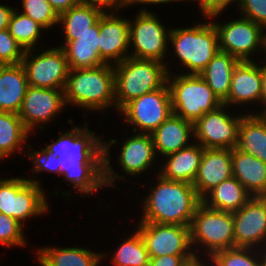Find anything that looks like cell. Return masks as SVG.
Returning a JSON list of instances; mask_svg holds the SVG:
<instances>
[{"instance_id":"obj_1","label":"cell","mask_w":266,"mask_h":266,"mask_svg":"<svg viewBox=\"0 0 266 266\" xmlns=\"http://www.w3.org/2000/svg\"><path fill=\"white\" fill-rule=\"evenodd\" d=\"M152 178L145 180L149 191L140 199L142 216L138 222L190 227L197 206L202 202L193 184L168 180L158 173Z\"/></svg>"},{"instance_id":"obj_2","label":"cell","mask_w":266,"mask_h":266,"mask_svg":"<svg viewBox=\"0 0 266 266\" xmlns=\"http://www.w3.org/2000/svg\"><path fill=\"white\" fill-rule=\"evenodd\" d=\"M66 106L88 112L116 111L115 76L111 64L94 68L70 69L64 87ZM88 113V114H87Z\"/></svg>"},{"instance_id":"obj_3","label":"cell","mask_w":266,"mask_h":266,"mask_svg":"<svg viewBox=\"0 0 266 266\" xmlns=\"http://www.w3.org/2000/svg\"><path fill=\"white\" fill-rule=\"evenodd\" d=\"M192 26L171 28L169 33V59L175 57L176 70L181 74H199L220 51L218 32L209 17ZM209 19V20H208ZM171 45V46H170ZM171 47V48H170ZM170 52H172L170 55ZM178 59V60H177ZM180 61V62H179ZM179 64V65H178Z\"/></svg>"},{"instance_id":"obj_4","label":"cell","mask_w":266,"mask_h":266,"mask_svg":"<svg viewBox=\"0 0 266 266\" xmlns=\"http://www.w3.org/2000/svg\"><path fill=\"white\" fill-rule=\"evenodd\" d=\"M123 142H117L118 139L111 138L107 141L104 139V184L105 187H112L118 188L116 181H126L133 183L132 179L130 180L129 177H135V179H139V176L148 173L149 170L157 168H153L156 165V161L159 163V159L156 155L153 138L151 134H144V133H134L132 132L131 135L124 139L122 138ZM120 145L119 154L117 156V164L121 167V172L125 174L117 173L116 169L112 167L111 164L112 160V153L111 149L112 146L114 148ZM127 176L129 179H127ZM126 177V178H125Z\"/></svg>"},{"instance_id":"obj_5","label":"cell","mask_w":266,"mask_h":266,"mask_svg":"<svg viewBox=\"0 0 266 266\" xmlns=\"http://www.w3.org/2000/svg\"><path fill=\"white\" fill-rule=\"evenodd\" d=\"M116 113L128 102L153 92L167 83L166 64L153 59L128 57L113 65Z\"/></svg>"},{"instance_id":"obj_6","label":"cell","mask_w":266,"mask_h":266,"mask_svg":"<svg viewBox=\"0 0 266 266\" xmlns=\"http://www.w3.org/2000/svg\"><path fill=\"white\" fill-rule=\"evenodd\" d=\"M190 235L196 258L209 259L219 251L234 248L233 213L209 208L201 202L193 216Z\"/></svg>"},{"instance_id":"obj_7","label":"cell","mask_w":266,"mask_h":266,"mask_svg":"<svg viewBox=\"0 0 266 266\" xmlns=\"http://www.w3.org/2000/svg\"><path fill=\"white\" fill-rule=\"evenodd\" d=\"M72 118L67 119L72 128L64 130L66 132L60 129L56 140L51 138L52 142L45 146L47 151L59 157L61 174H64V167L71 165H104V134L100 136L90 130L86 120L82 126L74 125Z\"/></svg>"},{"instance_id":"obj_8","label":"cell","mask_w":266,"mask_h":266,"mask_svg":"<svg viewBox=\"0 0 266 266\" xmlns=\"http://www.w3.org/2000/svg\"><path fill=\"white\" fill-rule=\"evenodd\" d=\"M172 112L194 123L223 102L199 74L168 73Z\"/></svg>"},{"instance_id":"obj_9","label":"cell","mask_w":266,"mask_h":266,"mask_svg":"<svg viewBox=\"0 0 266 266\" xmlns=\"http://www.w3.org/2000/svg\"><path fill=\"white\" fill-rule=\"evenodd\" d=\"M223 12L209 16L219 37V49L235 56L240 61L264 60L266 56V30L252 20L240 15L221 23L218 19ZM216 19L218 21H216ZM259 54V55H258ZM256 56V59L254 58ZM263 56V58H262ZM262 58V59H261Z\"/></svg>"},{"instance_id":"obj_10","label":"cell","mask_w":266,"mask_h":266,"mask_svg":"<svg viewBox=\"0 0 266 266\" xmlns=\"http://www.w3.org/2000/svg\"><path fill=\"white\" fill-rule=\"evenodd\" d=\"M46 191V188L29 181L25 176H5L0 179V213L26 226L24 223L31 221V218L43 217L50 212Z\"/></svg>"},{"instance_id":"obj_11","label":"cell","mask_w":266,"mask_h":266,"mask_svg":"<svg viewBox=\"0 0 266 266\" xmlns=\"http://www.w3.org/2000/svg\"><path fill=\"white\" fill-rule=\"evenodd\" d=\"M134 16L129 18L130 57L158 60L166 64L168 73L175 71L171 69L175 63L166 59L171 27L168 29L156 12L138 11Z\"/></svg>"},{"instance_id":"obj_12","label":"cell","mask_w":266,"mask_h":266,"mask_svg":"<svg viewBox=\"0 0 266 266\" xmlns=\"http://www.w3.org/2000/svg\"><path fill=\"white\" fill-rule=\"evenodd\" d=\"M134 133H153L173 112L168 83L128 102L119 112ZM129 124V125H128Z\"/></svg>"},{"instance_id":"obj_13","label":"cell","mask_w":266,"mask_h":266,"mask_svg":"<svg viewBox=\"0 0 266 266\" xmlns=\"http://www.w3.org/2000/svg\"><path fill=\"white\" fill-rule=\"evenodd\" d=\"M26 50L22 59L28 85L45 89H64L70 71L64 50L55 46ZM42 50V51H41Z\"/></svg>"},{"instance_id":"obj_14","label":"cell","mask_w":266,"mask_h":266,"mask_svg":"<svg viewBox=\"0 0 266 266\" xmlns=\"http://www.w3.org/2000/svg\"><path fill=\"white\" fill-rule=\"evenodd\" d=\"M235 110L222 104L196 120L193 123L194 141L203 148L232 149L237 147L239 127L245 114L241 112L236 114Z\"/></svg>"},{"instance_id":"obj_15","label":"cell","mask_w":266,"mask_h":266,"mask_svg":"<svg viewBox=\"0 0 266 266\" xmlns=\"http://www.w3.org/2000/svg\"><path fill=\"white\" fill-rule=\"evenodd\" d=\"M64 108L67 109L64 89L28 86L18 115L24 127L33 134L36 128L41 130L40 132L45 131L47 125L56 121V118L65 111Z\"/></svg>"},{"instance_id":"obj_16","label":"cell","mask_w":266,"mask_h":266,"mask_svg":"<svg viewBox=\"0 0 266 266\" xmlns=\"http://www.w3.org/2000/svg\"><path fill=\"white\" fill-rule=\"evenodd\" d=\"M132 226L140 232L149 257L194 255L189 226L153 222H136Z\"/></svg>"},{"instance_id":"obj_17","label":"cell","mask_w":266,"mask_h":266,"mask_svg":"<svg viewBox=\"0 0 266 266\" xmlns=\"http://www.w3.org/2000/svg\"><path fill=\"white\" fill-rule=\"evenodd\" d=\"M261 79H262L261 60L258 62L257 60L240 61L233 70L231 77L230 91L228 97L223 101V104L229 106L231 109L232 108L238 109L239 106V109L236 110L238 112L241 110V107H244L242 108L241 112L245 111L244 113H255V112L261 113V97H262ZM252 106L253 110H250ZM254 106H257L256 108H259L260 110L254 108ZM245 108H248V110L246 111Z\"/></svg>"},{"instance_id":"obj_18","label":"cell","mask_w":266,"mask_h":266,"mask_svg":"<svg viewBox=\"0 0 266 266\" xmlns=\"http://www.w3.org/2000/svg\"><path fill=\"white\" fill-rule=\"evenodd\" d=\"M235 247L260 250L266 246V196L252 197L233 212Z\"/></svg>"},{"instance_id":"obj_19","label":"cell","mask_w":266,"mask_h":266,"mask_svg":"<svg viewBox=\"0 0 266 266\" xmlns=\"http://www.w3.org/2000/svg\"><path fill=\"white\" fill-rule=\"evenodd\" d=\"M103 13L99 19V53L105 64L115 65L130 56L129 17Z\"/></svg>"},{"instance_id":"obj_20","label":"cell","mask_w":266,"mask_h":266,"mask_svg":"<svg viewBox=\"0 0 266 266\" xmlns=\"http://www.w3.org/2000/svg\"><path fill=\"white\" fill-rule=\"evenodd\" d=\"M232 176L231 149L204 148L193 186L202 199Z\"/></svg>"},{"instance_id":"obj_21","label":"cell","mask_w":266,"mask_h":266,"mask_svg":"<svg viewBox=\"0 0 266 266\" xmlns=\"http://www.w3.org/2000/svg\"><path fill=\"white\" fill-rule=\"evenodd\" d=\"M62 36L63 43L61 41V45H57L64 50L70 69L94 68L105 64L99 53V21L84 34Z\"/></svg>"},{"instance_id":"obj_22","label":"cell","mask_w":266,"mask_h":266,"mask_svg":"<svg viewBox=\"0 0 266 266\" xmlns=\"http://www.w3.org/2000/svg\"><path fill=\"white\" fill-rule=\"evenodd\" d=\"M151 135L159 160L195 142L193 123L173 113Z\"/></svg>"},{"instance_id":"obj_23","label":"cell","mask_w":266,"mask_h":266,"mask_svg":"<svg viewBox=\"0 0 266 266\" xmlns=\"http://www.w3.org/2000/svg\"><path fill=\"white\" fill-rule=\"evenodd\" d=\"M36 248L34 260L39 266H100L103 263L102 251L90 247H58L50 244Z\"/></svg>"},{"instance_id":"obj_24","label":"cell","mask_w":266,"mask_h":266,"mask_svg":"<svg viewBox=\"0 0 266 266\" xmlns=\"http://www.w3.org/2000/svg\"><path fill=\"white\" fill-rule=\"evenodd\" d=\"M204 148L196 142L160 159L157 173L163 178L193 184Z\"/></svg>"},{"instance_id":"obj_25","label":"cell","mask_w":266,"mask_h":266,"mask_svg":"<svg viewBox=\"0 0 266 266\" xmlns=\"http://www.w3.org/2000/svg\"><path fill=\"white\" fill-rule=\"evenodd\" d=\"M232 174L252 195L266 196V163L243 152L231 149Z\"/></svg>"},{"instance_id":"obj_26","label":"cell","mask_w":266,"mask_h":266,"mask_svg":"<svg viewBox=\"0 0 266 266\" xmlns=\"http://www.w3.org/2000/svg\"><path fill=\"white\" fill-rule=\"evenodd\" d=\"M28 86L22 63L0 65V112L18 114Z\"/></svg>"},{"instance_id":"obj_27","label":"cell","mask_w":266,"mask_h":266,"mask_svg":"<svg viewBox=\"0 0 266 266\" xmlns=\"http://www.w3.org/2000/svg\"><path fill=\"white\" fill-rule=\"evenodd\" d=\"M237 148L266 163V113H245Z\"/></svg>"},{"instance_id":"obj_28","label":"cell","mask_w":266,"mask_h":266,"mask_svg":"<svg viewBox=\"0 0 266 266\" xmlns=\"http://www.w3.org/2000/svg\"><path fill=\"white\" fill-rule=\"evenodd\" d=\"M30 135L18 114L0 112V161L13 159L17 153L25 155Z\"/></svg>"},{"instance_id":"obj_29","label":"cell","mask_w":266,"mask_h":266,"mask_svg":"<svg viewBox=\"0 0 266 266\" xmlns=\"http://www.w3.org/2000/svg\"><path fill=\"white\" fill-rule=\"evenodd\" d=\"M251 198L252 195L246 188L232 176L209 191L202 198V203L212 209L233 213L240 210Z\"/></svg>"},{"instance_id":"obj_30","label":"cell","mask_w":266,"mask_h":266,"mask_svg":"<svg viewBox=\"0 0 266 266\" xmlns=\"http://www.w3.org/2000/svg\"><path fill=\"white\" fill-rule=\"evenodd\" d=\"M61 176L71 191L76 192L75 198L92 197L93 194L100 193L99 189L105 188L104 165H71L64 167V174Z\"/></svg>"},{"instance_id":"obj_31","label":"cell","mask_w":266,"mask_h":266,"mask_svg":"<svg viewBox=\"0 0 266 266\" xmlns=\"http://www.w3.org/2000/svg\"><path fill=\"white\" fill-rule=\"evenodd\" d=\"M239 62L235 56L219 51L199 73L222 102L228 97L232 73Z\"/></svg>"},{"instance_id":"obj_32","label":"cell","mask_w":266,"mask_h":266,"mask_svg":"<svg viewBox=\"0 0 266 266\" xmlns=\"http://www.w3.org/2000/svg\"><path fill=\"white\" fill-rule=\"evenodd\" d=\"M135 230V231H134ZM133 234L120 240V245L113 251L102 252V260L106 261L109 256L112 266H148L149 254L140 232L135 228ZM110 253V254H109ZM105 259V260H104Z\"/></svg>"},{"instance_id":"obj_33","label":"cell","mask_w":266,"mask_h":266,"mask_svg":"<svg viewBox=\"0 0 266 266\" xmlns=\"http://www.w3.org/2000/svg\"><path fill=\"white\" fill-rule=\"evenodd\" d=\"M104 12L85 3L72 6L59 15L58 26L62 35H81L90 31Z\"/></svg>"},{"instance_id":"obj_34","label":"cell","mask_w":266,"mask_h":266,"mask_svg":"<svg viewBox=\"0 0 266 266\" xmlns=\"http://www.w3.org/2000/svg\"><path fill=\"white\" fill-rule=\"evenodd\" d=\"M15 7L8 25L9 33L25 51L41 48L39 46L40 40L43 39L41 36L45 35L46 29L32 18L19 12L20 7Z\"/></svg>"},{"instance_id":"obj_35","label":"cell","mask_w":266,"mask_h":266,"mask_svg":"<svg viewBox=\"0 0 266 266\" xmlns=\"http://www.w3.org/2000/svg\"><path fill=\"white\" fill-rule=\"evenodd\" d=\"M33 147L34 146H32V142H29L26 145L25 149L24 156L26 157L28 156V159L31 161L30 163H32L33 165V167L30 168L33 176L31 175L30 177L29 175L26 178L35 184L44 186L39 180V178L37 179V175L39 176L40 174H43L42 172L45 173L47 172V174L50 172L61 176V171H60L61 163L59 161V157H56L54 154L47 151L45 147L41 149L38 148L37 150L36 149L34 150Z\"/></svg>"},{"instance_id":"obj_36","label":"cell","mask_w":266,"mask_h":266,"mask_svg":"<svg viewBox=\"0 0 266 266\" xmlns=\"http://www.w3.org/2000/svg\"><path fill=\"white\" fill-rule=\"evenodd\" d=\"M214 266H263L259 250L234 247L215 253L209 258Z\"/></svg>"},{"instance_id":"obj_37","label":"cell","mask_w":266,"mask_h":266,"mask_svg":"<svg viewBox=\"0 0 266 266\" xmlns=\"http://www.w3.org/2000/svg\"><path fill=\"white\" fill-rule=\"evenodd\" d=\"M19 12L32 18L46 30H54L59 23V15L48 0H20Z\"/></svg>"},{"instance_id":"obj_38","label":"cell","mask_w":266,"mask_h":266,"mask_svg":"<svg viewBox=\"0 0 266 266\" xmlns=\"http://www.w3.org/2000/svg\"><path fill=\"white\" fill-rule=\"evenodd\" d=\"M24 229L25 226L15 218L0 213V246L3 245L5 249L7 247L13 249L14 246V248H26L28 239Z\"/></svg>"},{"instance_id":"obj_39","label":"cell","mask_w":266,"mask_h":266,"mask_svg":"<svg viewBox=\"0 0 266 266\" xmlns=\"http://www.w3.org/2000/svg\"><path fill=\"white\" fill-rule=\"evenodd\" d=\"M25 50L8 29L0 30V65L22 63Z\"/></svg>"},{"instance_id":"obj_40","label":"cell","mask_w":266,"mask_h":266,"mask_svg":"<svg viewBox=\"0 0 266 266\" xmlns=\"http://www.w3.org/2000/svg\"><path fill=\"white\" fill-rule=\"evenodd\" d=\"M236 13L266 30V0H239Z\"/></svg>"},{"instance_id":"obj_41","label":"cell","mask_w":266,"mask_h":266,"mask_svg":"<svg viewBox=\"0 0 266 266\" xmlns=\"http://www.w3.org/2000/svg\"><path fill=\"white\" fill-rule=\"evenodd\" d=\"M234 6H233V4ZM239 3V0H199L196 3L199 6L198 10L200 11V15L202 14V17H209L213 14L221 13L223 12L225 14L226 9H232L233 7H237ZM235 4H237L235 6ZM233 6V7H231ZM231 7V8H230Z\"/></svg>"},{"instance_id":"obj_42","label":"cell","mask_w":266,"mask_h":266,"mask_svg":"<svg viewBox=\"0 0 266 266\" xmlns=\"http://www.w3.org/2000/svg\"><path fill=\"white\" fill-rule=\"evenodd\" d=\"M195 258V255H164L150 257L148 266H186Z\"/></svg>"},{"instance_id":"obj_43","label":"cell","mask_w":266,"mask_h":266,"mask_svg":"<svg viewBox=\"0 0 266 266\" xmlns=\"http://www.w3.org/2000/svg\"><path fill=\"white\" fill-rule=\"evenodd\" d=\"M82 3L107 12H120L130 7V0H82Z\"/></svg>"},{"instance_id":"obj_44","label":"cell","mask_w":266,"mask_h":266,"mask_svg":"<svg viewBox=\"0 0 266 266\" xmlns=\"http://www.w3.org/2000/svg\"><path fill=\"white\" fill-rule=\"evenodd\" d=\"M185 3V5H186V2H188V3H193L191 0H130V7L132 8V7H134L135 5H136V7H138V5L140 6H145V5H147V6H145V7H140V9H138L137 11H144V12H153V10H150L149 8H147L148 6H158V4H159V6H161V4H162V6H165L166 5V8H167V5H168V3L170 4V6L172 5V3ZM165 4V5H164ZM149 9V10H148Z\"/></svg>"},{"instance_id":"obj_45","label":"cell","mask_w":266,"mask_h":266,"mask_svg":"<svg viewBox=\"0 0 266 266\" xmlns=\"http://www.w3.org/2000/svg\"><path fill=\"white\" fill-rule=\"evenodd\" d=\"M1 1V0H0ZM16 7H10L5 3H0V30L8 29L11 16Z\"/></svg>"},{"instance_id":"obj_46","label":"cell","mask_w":266,"mask_h":266,"mask_svg":"<svg viewBox=\"0 0 266 266\" xmlns=\"http://www.w3.org/2000/svg\"><path fill=\"white\" fill-rule=\"evenodd\" d=\"M58 15L68 11L72 6L82 3V0H48Z\"/></svg>"},{"instance_id":"obj_47","label":"cell","mask_w":266,"mask_h":266,"mask_svg":"<svg viewBox=\"0 0 266 266\" xmlns=\"http://www.w3.org/2000/svg\"><path fill=\"white\" fill-rule=\"evenodd\" d=\"M262 63V97H261V113H266V61L261 60Z\"/></svg>"},{"instance_id":"obj_48","label":"cell","mask_w":266,"mask_h":266,"mask_svg":"<svg viewBox=\"0 0 266 266\" xmlns=\"http://www.w3.org/2000/svg\"><path fill=\"white\" fill-rule=\"evenodd\" d=\"M186 266H214V265L210 259L195 258L193 261L189 262Z\"/></svg>"},{"instance_id":"obj_49","label":"cell","mask_w":266,"mask_h":266,"mask_svg":"<svg viewBox=\"0 0 266 266\" xmlns=\"http://www.w3.org/2000/svg\"><path fill=\"white\" fill-rule=\"evenodd\" d=\"M260 256L262 258V262H263V266H266V246H264L263 248H261L259 250Z\"/></svg>"},{"instance_id":"obj_50","label":"cell","mask_w":266,"mask_h":266,"mask_svg":"<svg viewBox=\"0 0 266 266\" xmlns=\"http://www.w3.org/2000/svg\"><path fill=\"white\" fill-rule=\"evenodd\" d=\"M193 3H197L199 0H191Z\"/></svg>"}]
</instances>
